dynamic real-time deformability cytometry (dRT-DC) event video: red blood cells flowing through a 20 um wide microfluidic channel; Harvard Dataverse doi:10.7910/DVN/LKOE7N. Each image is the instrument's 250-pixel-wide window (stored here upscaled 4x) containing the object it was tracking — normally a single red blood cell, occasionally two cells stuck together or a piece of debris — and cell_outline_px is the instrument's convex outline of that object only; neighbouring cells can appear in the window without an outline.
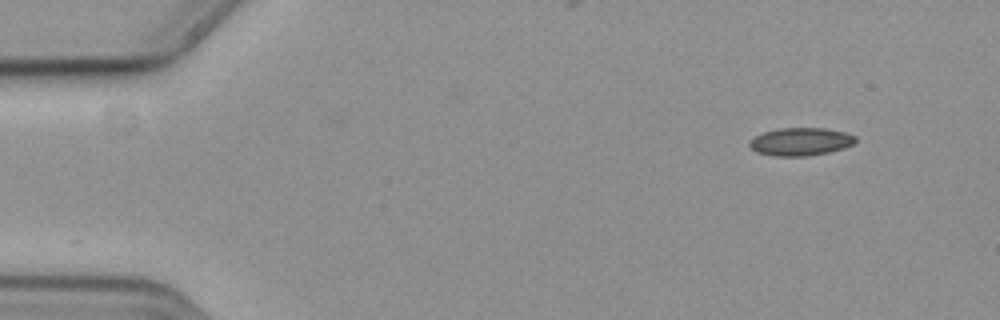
{"species": "common noctule bat (a hibernating species)", "species_latin": "Nyctalus noctula", "temperature_condition": "cold", "stored_images_in_passage": 10, "camera_frame_rate_fps": 3000, "um_per_image_px": 0.085, "animal": {"sex": "female", "body_mass_g": 19.3, "forearm_length_mm": 54.1}, "frame": {"image": 1, "passage_image": 1, "time_ms": 0.0, "image_size_px": [1000, 320], "cell_outline_px": [[856, 140], [852, 144], [844, 148], [828, 152], [808, 156], [772, 156], [756, 152], [748, 144], [748, 140], [764, 132], [780, 128], [824, 128], [844, 132], [856, 136]], "centroid_in_image_um": [68.03, 12.04], "position_along_channel_um": 17.0, "area_um2": 17.22}}